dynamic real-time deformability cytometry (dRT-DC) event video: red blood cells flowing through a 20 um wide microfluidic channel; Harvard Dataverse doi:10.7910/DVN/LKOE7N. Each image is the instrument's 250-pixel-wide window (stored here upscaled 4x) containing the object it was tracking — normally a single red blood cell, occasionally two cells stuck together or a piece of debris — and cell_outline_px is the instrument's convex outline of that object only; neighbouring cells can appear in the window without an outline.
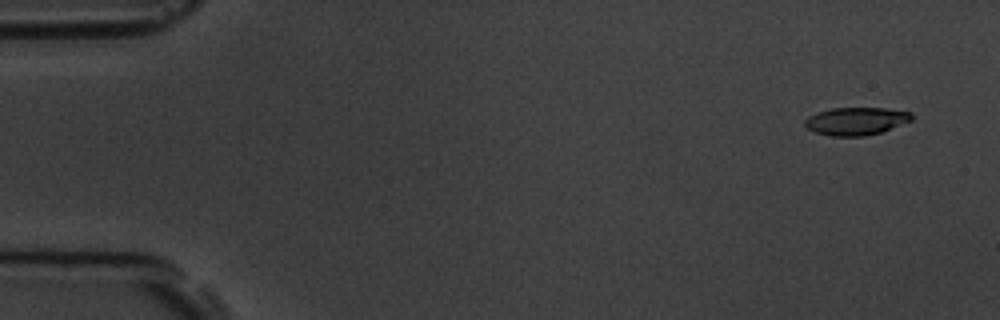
{"species": "common noctule bat (a hibernating species)", "species_latin": "Nyctalus noctula", "temperature_condition": "room temperature", "stored_images_in_passage": 4, "camera_frame_rate_fps": 3000, "um_per_image_px": 0.085, "animal": {"sex": "male", "body_mass_g": 19.5, "forearm_length_mm": 54.6}, "frame": {"image": 1, "passage_image": 2, "time_ms": 1.0, "image_size_px": [1000, 320], "cell_outline_px": [[912, 120], [880, 132], [864, 136], [832, 136], [816, 132], [808, 128], [804, 124], [804, 120], [808, 116], [832, 108], [884, 108], [912, 112]], "centroid_in_image_um": [72.76, 10.29], "position_along_channel_um": 12.2, "area_um2": 17.05}}